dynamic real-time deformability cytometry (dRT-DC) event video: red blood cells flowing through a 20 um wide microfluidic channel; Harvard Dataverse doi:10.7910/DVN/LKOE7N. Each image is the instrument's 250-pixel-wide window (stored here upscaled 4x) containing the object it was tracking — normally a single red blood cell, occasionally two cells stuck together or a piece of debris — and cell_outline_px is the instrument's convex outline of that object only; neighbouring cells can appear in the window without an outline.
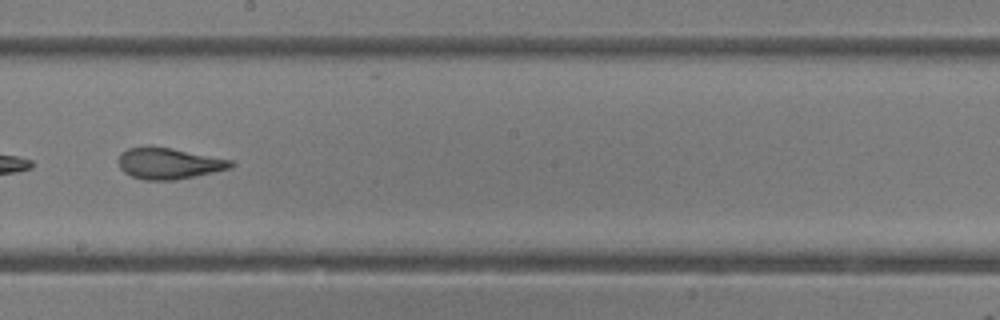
{"species": "common noctule bat (a hibernating species)", "species_latin": "Nyctalus noctula", "temperature_condition": "room temperature", "stored_images_in_passage": 36, "camera_frame_rate_fps": 3000, "um_per_image_px": 0.085, "animal": {"sex": "female"}, "frame": {"image": 1, "passage_image": 16, "time_ms": 5.0, "image_size_px": [1000, 320], "cell_outline_px": [[236, 164], [232, 168], [176, 180], [144, 180], [132, 176], [124, 172], [120, 168], [120, 152], [128, 148], [172, 148], [232, 160]], "centroid_in_image_um": [14.4, 13.91], "position_along_channel_um": 233.8, "area_um2": 20.06}, "authors_computed_cell_mechanics": {"area_um2": 21.4149, "velocity_mm_per_s": 4.2533, "shape_relaxation_time_tau1_ms": 6.3566, "shape_relaxation_time_tau2_ms": 1.5241, "deformation_change_tau1": 0.2016, "deformation_change_tau2": 0.0996}}